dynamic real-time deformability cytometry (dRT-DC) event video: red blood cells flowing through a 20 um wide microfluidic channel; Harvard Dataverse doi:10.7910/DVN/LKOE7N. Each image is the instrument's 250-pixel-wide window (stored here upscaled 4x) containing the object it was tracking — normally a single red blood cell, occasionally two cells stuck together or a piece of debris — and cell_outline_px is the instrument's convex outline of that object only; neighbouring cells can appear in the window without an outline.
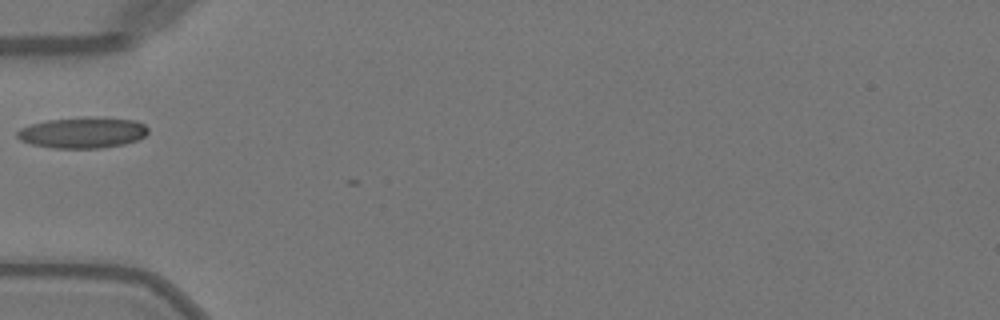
{"species": "Egyptian fruit bat (a non-hibernating species)", "species_latin": "Rousettus aegyptiacus", "temperature_condition": "warm", "stored_images_in_passage": 5, "camera_frame_rate_fps": 3000, "um_per_image_px": 0.085, "animal": {"sex": "female"}, "frame": {"image": 1, "passage_image": 1, "time_ms": 0.0, "image_size_px": [1000, 320], "cell_outline_px": [[148, 132], [144, 136], [136, 140], [124, 144], [100, 148], [52, 148], [32, 144], [20, 140], [16, 136], [16, 132], [20, 128], [28, 124], [48, 120], [88, 116], [104, 116], [136, 120], [144, 124], [148, 128]], "centroid_in_image_um": [7.03, 11.25], "position_along_channel_um": 78.0, "area_um2": 24.04}}
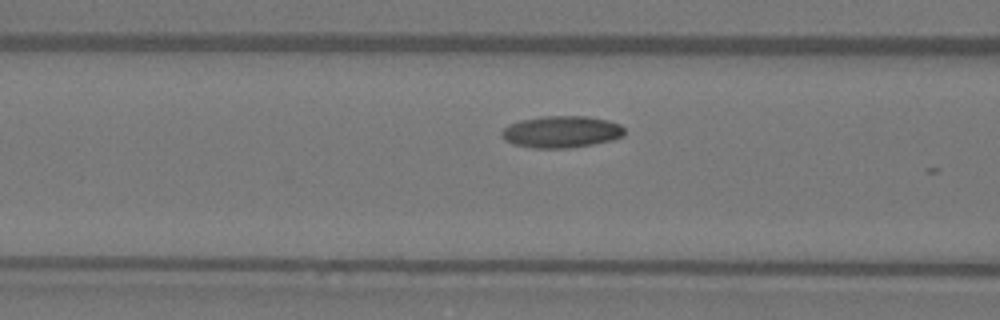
{"frame": {"image": 2, "passage_image": 4, "time_ms": 1.0, "image_size_px": [1000, 320], "cell_outline_px": [[624, 136], [612, 140], [592, 144], [568, 148], [532, 148], [512, 144], [504, 140], [500, 132], [504, 128], [520, 120], [544, 116], [588, 116], [608, 120], [620, 124], [624, 128]], "centroid_in_image_um": [47.72, 11.2], "position_along_channel_um": 118.9, "area_um2": 22.83}}